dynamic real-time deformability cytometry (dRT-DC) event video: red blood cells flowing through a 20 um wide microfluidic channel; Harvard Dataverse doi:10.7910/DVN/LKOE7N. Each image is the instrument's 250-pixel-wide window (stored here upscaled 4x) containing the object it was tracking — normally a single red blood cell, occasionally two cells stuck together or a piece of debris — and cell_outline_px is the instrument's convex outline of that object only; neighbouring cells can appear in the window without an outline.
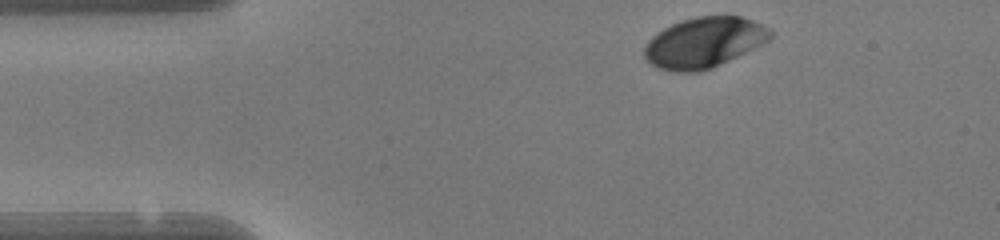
{"species": "human", "species_latin": "Homo sapiens", "temperature_condition": "warm", "stored_images_in_passage": 15, "camera_frame_rate_fps": 3000, "um_per_image_px": 0.085, "donor": {"sex": "female"}, "frame": {"image": 1, "passage_image": 1, "time_ms": 0.0, "image_size_px": [1000, 240], "cell_outline_px": [[772, 36], [768, 40], [712, 68], [696, 72], [676, 72], [656, 68], [644, 56], [644, 48], [648, 40], [656, 32], [680, 20], [696, 16], [740, 16], [752, 20], [768, 28], [772, 32]], "centroid_in_image_um": [59.79, 3.61], "position_along_channel_um": 25.2, "area_um2": 36.7}}
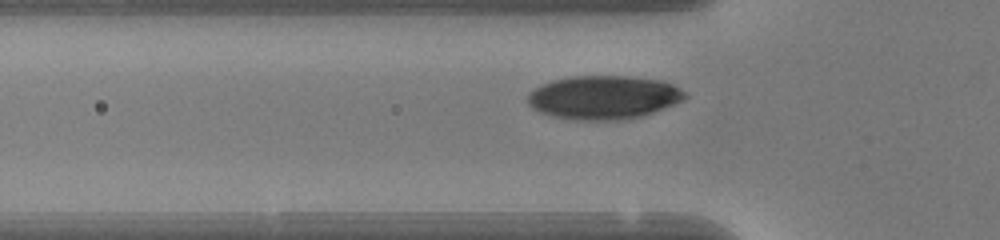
{"frame": {"image": 2, "passage_image": 9, "time_ms": 2.667, "image_size_px": [1000, 240], "cell_outline_px": [[688, 96], [684, 100], [644, 116], [628, 120], [572, 120], [552, 116], [540, 112], [532, 108], [528, 104], [528, 92], [552, 80], [572, 76], [628, 76], [660, 80], [672, 84], [688, 92]], "centroid_in_image_um": [51.34, 8.29], "position_along_channel_um": 74.5, "area_um2": 40.34}}
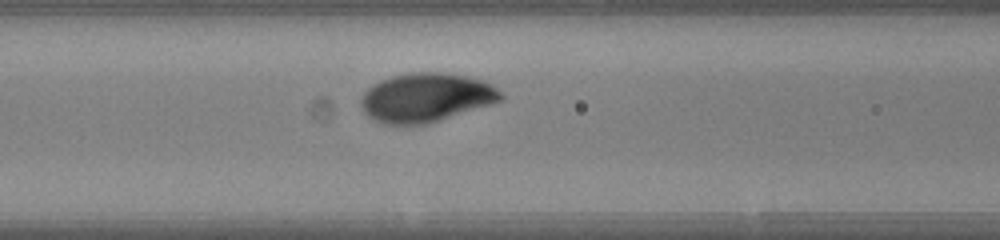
{"frame": {"image": 3, "passage_image": 13, "time_ms": 4.0, "image_size_px": [1000, 240], "cell_outline_px": [[504, 100], [492, 104], [428, 124], [384, 124], [368, 116], [364, 112], [360, 104], [360, 100], [364, 92], [372, 84], [380, 80], [392, 76], [408, 72], [444, 72], [468, 76], [484, 80], [492, 84], [504, 96]], "centroid_in_image_um": [36.23, 8.28], "position_along_channel_um": 130.4, "area_um2": 40.23}}